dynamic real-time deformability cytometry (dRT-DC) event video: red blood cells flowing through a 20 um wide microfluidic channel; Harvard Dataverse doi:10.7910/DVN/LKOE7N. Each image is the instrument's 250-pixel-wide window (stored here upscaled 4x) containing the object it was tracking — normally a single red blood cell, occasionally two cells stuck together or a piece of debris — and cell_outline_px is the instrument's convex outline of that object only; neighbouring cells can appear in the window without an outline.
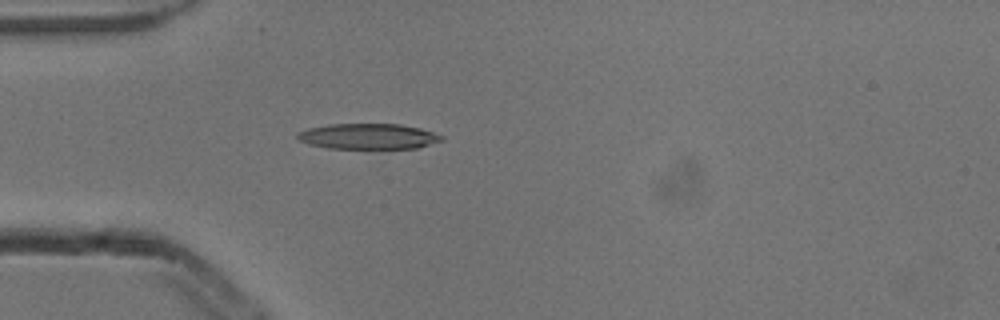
{"species": "common noctule bat (a hibernating species)", "species_latin": "Nyctalus noctula", "temperature_condition": "cold", "stored_images_in_passage": 2, "camera_frame_rate_fps": 3000, "um_per_image_px": 0.085, "animal": {"sex": "male", "body_mass_g": 13.3}, "frame": {"image": 1, "passage_image": 2, "time_ms": 0.333, "image_size_px": [1000, 320], "cell_outline_px": [[444, 140], [416, 148], [328, 148], [308, 144], [300, 140], [296, 136], [296, 132], [308, 128], [328, 124], [400, 124], [420, 128], [444, 136]], "centroid_in_image_um": [31.28, 11.58], "position_along_channel_um": 53.7, "area_um2": 21.44}}